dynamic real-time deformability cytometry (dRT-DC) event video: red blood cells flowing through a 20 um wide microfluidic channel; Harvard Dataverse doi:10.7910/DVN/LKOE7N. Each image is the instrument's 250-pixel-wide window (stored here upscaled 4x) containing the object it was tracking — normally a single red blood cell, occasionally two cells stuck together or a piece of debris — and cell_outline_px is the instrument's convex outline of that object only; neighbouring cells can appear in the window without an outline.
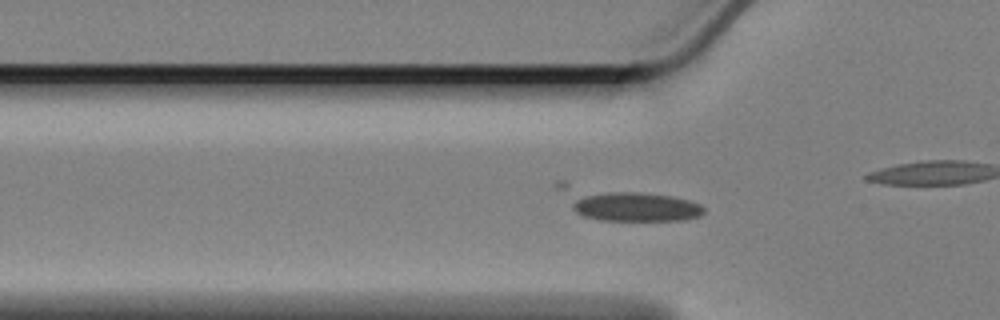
{"species": "Egyptian fruit bat (a non-hibernating species)", "species_latin": "Rousettus aegyptiacus", "temperature_condition": "cold", "stored_images_in_passage": 43, "camera_frame_rate_fps": 3000, "um_per_image_px": 0.085, "animal": {"sex": "female"}, "frame": {"image": 1, "passage_image": 7, "time_ms": 2.0, "image_size_px": [1000, 320], "cell_outline_px": [[704, 212], [700, 216], [684, 220], [600, 220], [584, 216], [576, 212], [572, 208], [572, 196], [612, 192], [640, 192], [672, 196], [688, 200], [700, 204], [704, 208]], "centroid_in_image_um": [54.01, 17.58], "position_along_channel_um": 71.8, "area_um2": 22.43}}
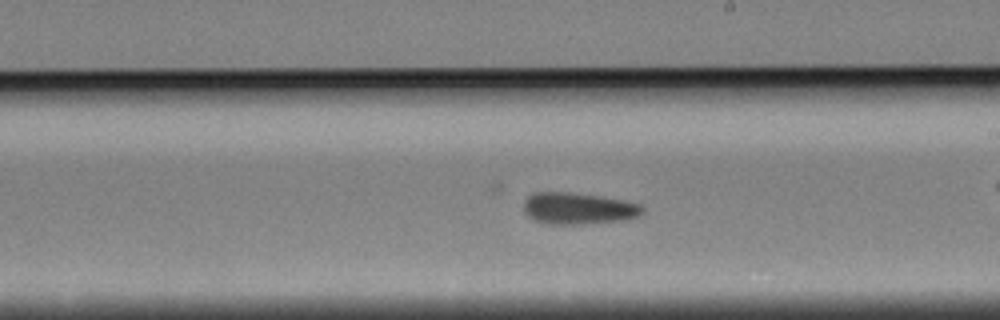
{"frame": {"image": 2, "passage_image": 22, "time_ms": 7.0, "image_size_px": [1000, 320], "cell_outline_px": [[644, 212], [640, 216], [628, 220], [584, 224], [544, 224], [532, 220], [524, 212], [524, 200], [532, 192], [568, 192], [600, 196], [624, 200], [640, 204], [644, 208]], "centroid_in_image_um": [49.16, 17.73], "position_along_channel_um": 239.8, "area_um2": 22.37}}
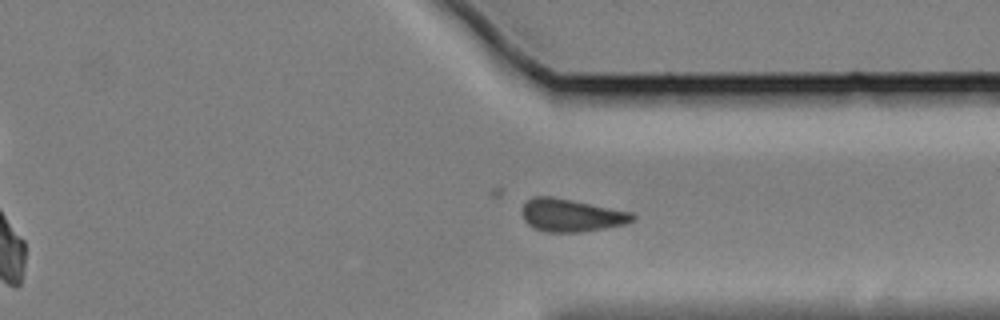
{"frame": {"image": 3, "passage_image": 33, "time_ms": 10.667, "image_size_px": [1000, 320], "cell_outline_px": [[636, 220], [628, 224], [580, 232], [544, 232], [532, 228], [524, 220], [524, 204], [532, 196], [552, 196], [632, 212], [636, 216]], "centroid_in_image_um": [48.59, 18.31], "position_along_channel_um": 362.8, "area_um2": 21.15}}